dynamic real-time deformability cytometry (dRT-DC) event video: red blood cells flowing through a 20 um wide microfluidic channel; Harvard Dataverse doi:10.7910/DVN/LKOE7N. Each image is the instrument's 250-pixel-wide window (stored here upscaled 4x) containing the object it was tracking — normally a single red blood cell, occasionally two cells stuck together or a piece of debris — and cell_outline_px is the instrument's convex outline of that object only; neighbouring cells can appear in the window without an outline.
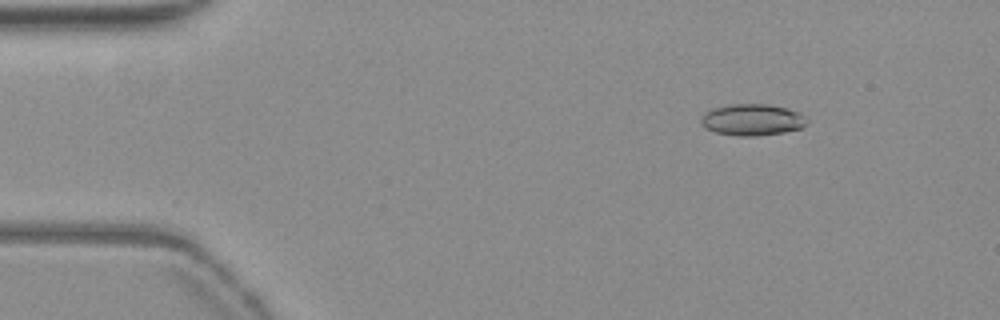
{"species": "common noctule bat (a hibernating species)", "species_latin": "Nyctalus noctula", "temperature_condition": "warm", "stored_images_in_passage": 54, "camera_frame_rate_fps": 3000, "um_per_image_px": 0.085, "animal": {"sex": "female", "body_mass_g": 19.3, "forearm_length_mm": 54.1}, "frame": {"image": 1, "passage_image": 7, "time_ms": 2.0, "image_size_px": [1000, 320], "cell_outline_px": [[808, 120], [800, 128], [784, 132], [752, 136], [740, 136], [716, 132], [708, 128], [700, 120], [700, 116], [704, 112], [712, 108], [728, 104], [768, 104], [788, 108], [800, 112]], "centroid_in_image_um": [63.94, 10.16], "position_along_channel_um": 21.1, "area_um2": 19.36}}
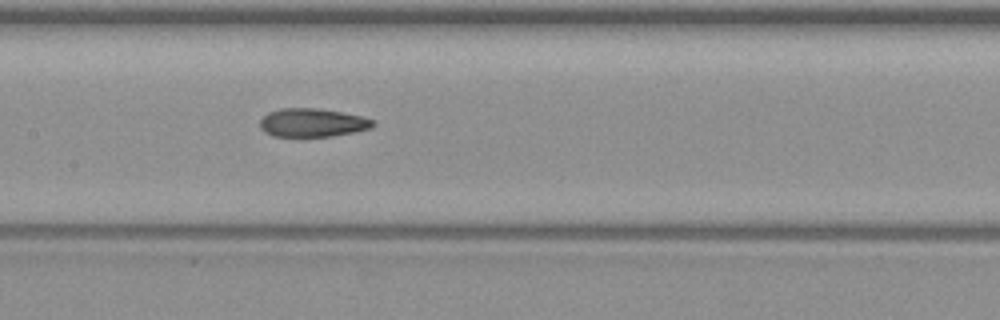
{"frame": {"image": 2, "passage_image": 26, "time_ms": 8.333, "image_size_px": [1000, 320], "cell_outline_px": [[376, 124], [372, 128], [332, 136], [272, 136], [264, 132], [260, 128], [260, 120], [268, 112], [280, 108], [316, 108], [340, 112], [360, 116], [372, 120]], "centroid_in_image_um": [26.52, 10.42], "position_along_channel_um": 180.9, "area_um2": 18.61}}
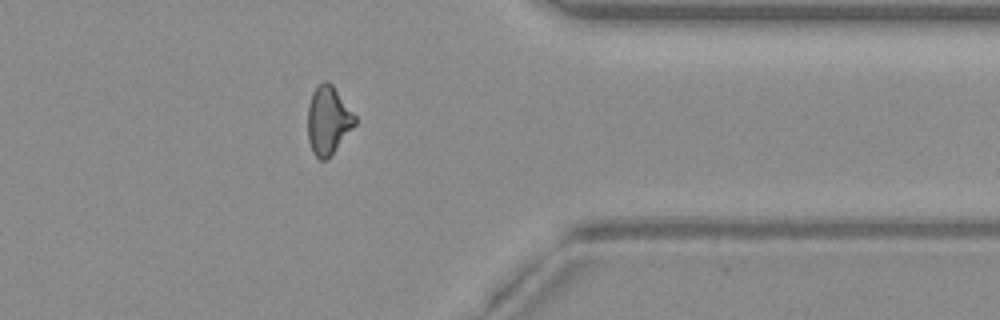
{"frame": {"image": 3, "passage_image": 43, "time_ms": 14.0, "image_size_px": [1000, 320], "cell_outline_px": [[356, 124], [332, 152], [324, 160], [320, 160], [312, 152], [308, 140], [308, 104], [312, 92], [324, 80], [328, 80], [332, 84], [356, 116]], "centroid_in_image_um": [27.88, 10.19], "position_along_channel_um": 383.5, "area_um2": 18.5}, "authors_computed_cell_mechanics": {"area_um2": 18.8139, "velocity_mm_per_s": 3.824, "shape_relaxation_time_tau1_ms": null, "shape_relaxation_time_tau2_ms": 2.1446, "deformation_change_tau1": null, "deformation_change_tau2": 0.1035}}